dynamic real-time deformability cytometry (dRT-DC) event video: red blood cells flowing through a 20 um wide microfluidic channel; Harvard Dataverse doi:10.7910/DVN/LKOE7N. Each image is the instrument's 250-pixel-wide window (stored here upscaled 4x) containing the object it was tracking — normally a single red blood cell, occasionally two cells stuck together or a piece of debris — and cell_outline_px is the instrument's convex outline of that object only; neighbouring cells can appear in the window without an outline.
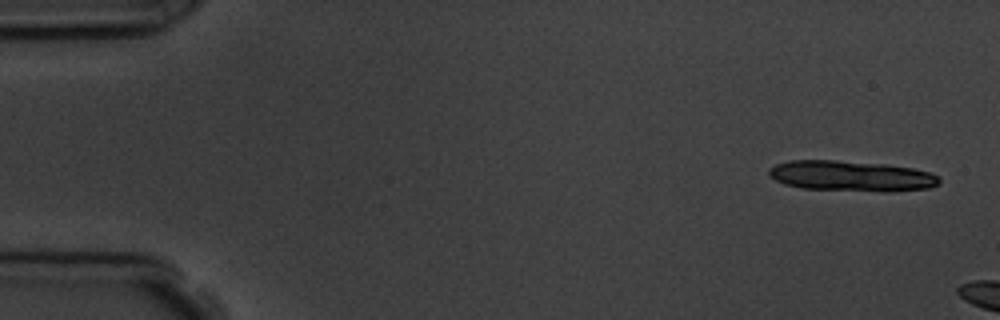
{"species": "common noctule bat (a hibernating species)", "species_latin": "Nyctalus noctula", "temperature_condition": "room temperature", "stored_images_in_passage": 4, "camera_frame_rate_fps": 3000, "um_per_image_px": 0.085, "animal": {"sex": "male", "body_mass_g": 19.5, "forearm_length_mm": 54.6}, "frame": {"image": 1, "passage_image": 1, "time_ms": 0.0, "image_size_px": [1000, 320], "cell_outline_px": [[940, 184], [928, 188], [888, 192], [800, 188], [784, 184], [768, 176], [768, 168], [776, 164], [788, 160], [836, 160], [884, 164], [912, 168], [932, 172], [940, 176]], "centroid_in_image_um": [72.36, 14.96], "position_along_channel_um": 12.6, "area_um2": 30.63}}